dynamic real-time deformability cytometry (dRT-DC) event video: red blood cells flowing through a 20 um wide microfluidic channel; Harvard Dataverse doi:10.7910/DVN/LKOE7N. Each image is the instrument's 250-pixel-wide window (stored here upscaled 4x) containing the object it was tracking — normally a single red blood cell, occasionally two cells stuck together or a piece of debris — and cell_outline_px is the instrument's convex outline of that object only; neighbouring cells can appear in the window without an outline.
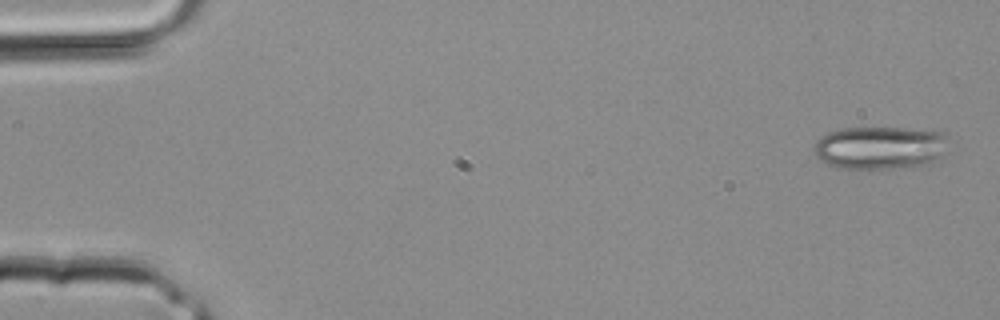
{"species": "common noctule bat (a hibernating species)", "species_latin": "Nyctalus noctula", "temperature_condition": "room temperature", "stored_images_in_passage": 6, "camera_frame_rate_fps": 3000, "um_per_image_px": 0.085, "animal": {"sex": "male", "body_mass_g": 20.4}, "frame": {"image": 1, "passage_image": 1, "time_ms": 0.0, "image_size_px": [1000, 320], "cell_outline_px": [[948, 152], [924, 164], [888, 168], [836, 168], [820, 160], [812, 152], [812, 148], [816, 140], [820, 136], [828, 132], [840, 128], [904, 128], [948, 132]], "centroid_in_image_um": [74.79, 12.53], "position_along_channel_um": 10.2, "area_um2": 33.99}}